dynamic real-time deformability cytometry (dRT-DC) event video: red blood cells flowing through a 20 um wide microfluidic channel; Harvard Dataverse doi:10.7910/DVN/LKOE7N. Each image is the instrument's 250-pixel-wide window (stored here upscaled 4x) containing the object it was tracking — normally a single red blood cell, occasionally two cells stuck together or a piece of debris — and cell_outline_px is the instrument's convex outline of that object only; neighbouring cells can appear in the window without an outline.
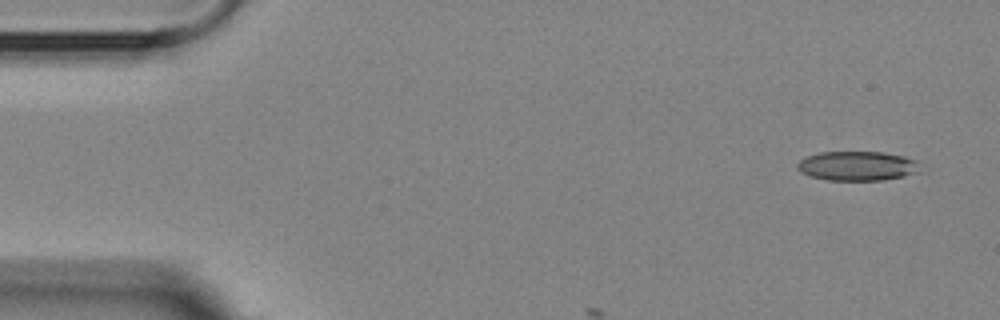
{"species": "Egyptian fruit bat (a non-hibernating species)", "species_latin": "Rousettus aegyptiacus", "temperature_condition": "room temperature", "stored_images_in_passage": 4, "camera_frame_rate_fps": 3000, "um_per_image_px": 0.085, "animal": {"sex": "female"}, "frame": {"image": 1, "passage_image": 1, "time_ms": 0.0, "image_size_px": [1000, 320], "cell_outline_px": [[920, 172], [904, 176], [884, 180], [828, 180], [812, 176], [800, 172], [796, 168], [796, 164], [800, 160], [808, 156], [820, 152], [884, 152], [904, 156], [916, 160]], "centroid_in_image_um": [72.87, 14.1], "position_along_channel_um": 12.1, "area_um2": 21.04}}